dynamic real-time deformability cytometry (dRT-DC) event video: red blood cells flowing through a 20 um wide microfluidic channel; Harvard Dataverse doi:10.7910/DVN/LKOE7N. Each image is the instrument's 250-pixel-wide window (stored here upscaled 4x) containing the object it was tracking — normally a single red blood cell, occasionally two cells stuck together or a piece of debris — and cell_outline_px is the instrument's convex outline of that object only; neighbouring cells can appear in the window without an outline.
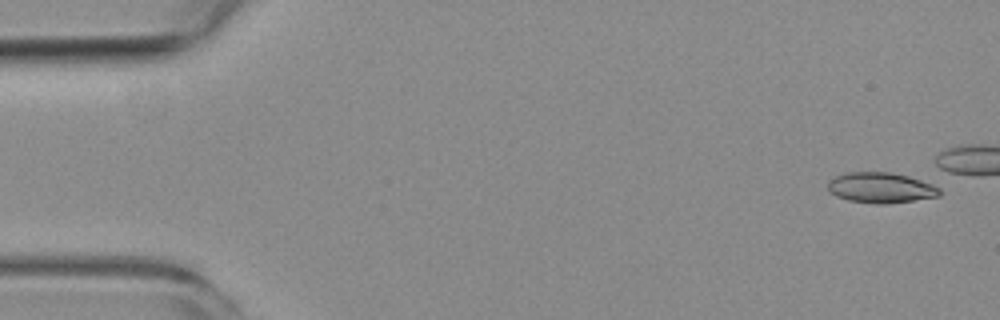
{"species": "common noctule bat (a hibernating species)", "species_latin": "Nyctalus noctula", "temperature_condition": "room temperature", "stored_images_in_passage": 6, "camera_frame_rate_fps": 3000, "um_per_image_px": 0.085, "animal": {"sex": "female", "body_mass_g": 19.3, "forearm_length_mm": 54.1}, "frame": {"image": 1, "passage_image": 1, "time_ms": 0.0, "image_size_px": [1000, 320], "cell_outline_px": [[940, 196], [884, 204], [876, 204], [848, 200], [836, 196], [828, 192], [828, 180], [836, 176], [848, 172], [888, 172], [908, 176], [932, 184], [940, 188]], "centroid_in_image_um": [74.83, 15.95], "position_along_channel_um": 10.2, "area_um2": 19.77}}
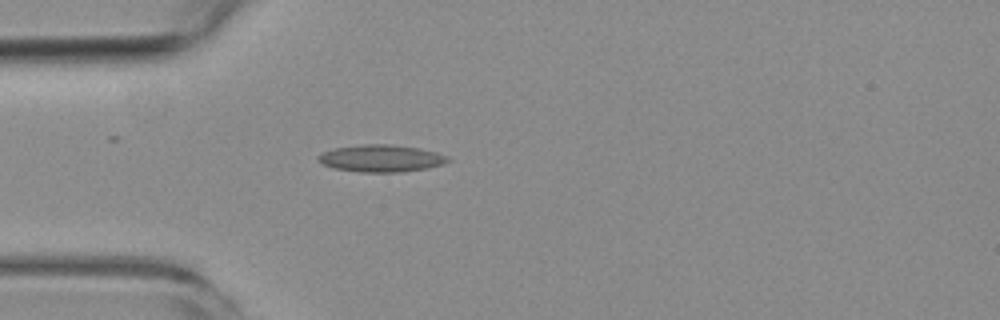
{"frame": {"image": 2, "passage_image": 6, "time_ms": 6.0, "image_size_px": [1000, 320], "cell_outline_px": [[452, 160], [428, 168], [400, 172], [360, 172], [332, 168], [316, 160], [316, 156], [320, 152], [336, 148], [364, 144], [392, 144], [420, 148], [436, 152], [448, 156]], "centroid_in_image_um": [32.37, 13.45], "position_along_channel_um": 52.6, "area_um2": 20.63}}